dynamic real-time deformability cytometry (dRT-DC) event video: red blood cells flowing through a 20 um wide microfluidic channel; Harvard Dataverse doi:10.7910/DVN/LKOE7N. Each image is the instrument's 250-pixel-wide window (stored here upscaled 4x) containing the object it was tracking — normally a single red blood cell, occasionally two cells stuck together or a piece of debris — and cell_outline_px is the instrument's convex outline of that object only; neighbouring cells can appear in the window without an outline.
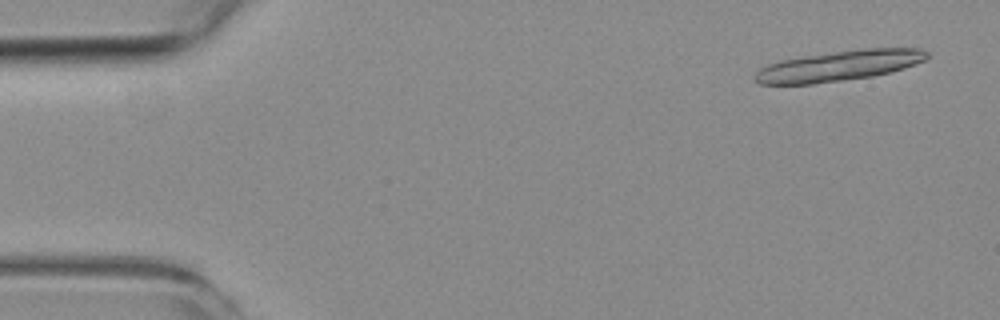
{"species": "common noctule bat (a hibernating species)", "species_latin": "Nyctalus noctula", "temperature_condition": "room temperature", "stored_images_in_passage": 6, "camera_frame_rate_fps": 3000, "um_per_image_px": 0.085, "animal": {"sex": "female", "body_mass_g": 19.3, "forearm_length_mm": 54.1}, "frame": {"image": 1, "passage_image": 1, "time_ms": 0.0, "image_size_px": [1000, 320], "cell_outline_px": [[928, 56], [924, 60], [916, 64], [892, 72], [872, 76], [844, 80], [812, 84], [760, 84], [752, 80], [752, 76], [760, 68], [768, 64], [780, 60], [804, 56], [864, 48], [920, 48], [928, 52]], "centroid_in_image_um": [71.29, 5.6], "position_along_channel_um": 13.7, "area_um2": 30.52}}
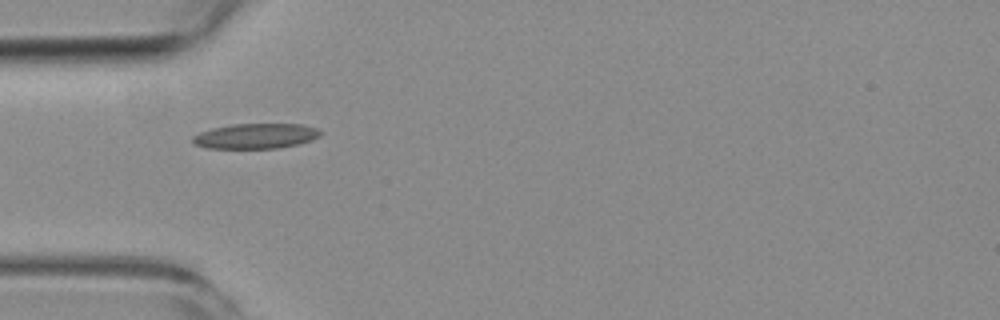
{"frame": {"image": 2, "passage_image": 5, "time_ms": 4.667, "image_size_px": [1000, 320], "cell_outline_px": [[324, 132], [320, 136], [312, 140], [300, 144], [276, 148], [208, 148], [192, 144], [192, 136], [200, 132], [212, 128], [232, 124], [304, 124], [316, 128]], "centroid_in_image_um": [21.75, 11.56], "position_along_channel_um": 63.2, "area_um2": 18.9}}
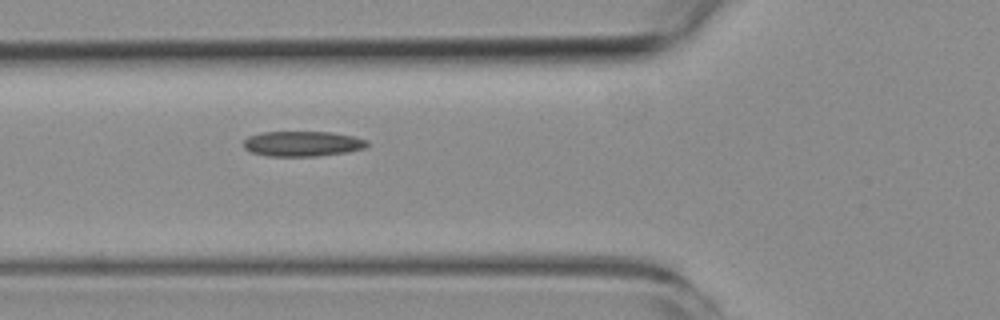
{"frame": {"image": 3, "passage_image": 6, "time_ms": 5.667, "image_size_px": [1000, 320], "cell_outline_px": [[368, 144], [364, 148], [348, 152], [316, 156], [268, 156], [252, 152], [244, 148], [244, 140], [248, 136], [260, 132], [332, 132], [352, 136], [368, 140]], "centroid_in_image_um": [25.7, 12.21], "position_along_channel_um": 100.1, "area_um2": 18.15}}